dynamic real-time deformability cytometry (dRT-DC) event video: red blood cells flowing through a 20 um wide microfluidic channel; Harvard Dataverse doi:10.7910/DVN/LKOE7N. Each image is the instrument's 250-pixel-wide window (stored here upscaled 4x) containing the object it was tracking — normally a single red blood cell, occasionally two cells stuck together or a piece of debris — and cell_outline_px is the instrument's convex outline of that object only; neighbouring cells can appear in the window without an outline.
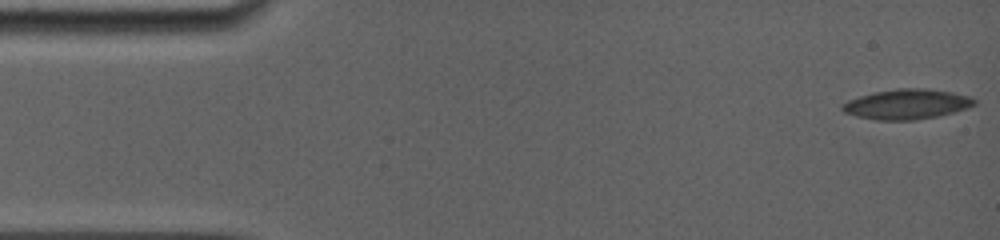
{"species": "common noctule bat (a hibernating species)", "species_latin": "Nyctalus noctula", "temperature_condition": "room temperature", "stored_images_in_passage": 32, "camera_frame_rate_fps": 5000, "um_per_image_px": 0.085, "animal": {"sex": "female", "body_mass_g": 19.0, "forearm_length_mm": 56.7}, "frame": {"image": 1, "passage_image": 1, "time_ms": 0.0, "image_size_px": [1000, 240], "cell_outline_px": [[976, 104], [968, 108], [936, 116], [916, 120], [876, 120], [856, 116], [844, 112], [840, 108], [840, 104], [848, 100], [860, 96], [876, 92], [896, 88], [928, 88], [952, 92], [968, 96], [976, 100]], "centroid_in_image_um": [77.06, 8.85], "position_along_channel_um": 7.9, "area_um2": 23.12}}
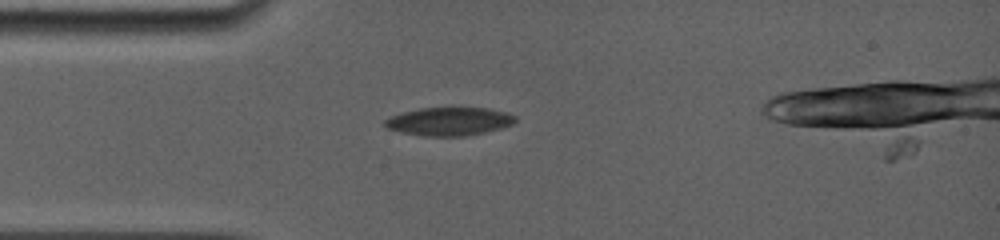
{"frame": {"image": 2, "passage_image": 23, "time_ms": 4.2, "image_size_px": [1000, 240], "cell_outline_px": [[516, 120], [512, 124], [500, 128], [484, 132], [464, 136], [420, 136], [400, 132], [384, 128], [384, 120], [392, 116], [404, 112], [420, 108], [452, 104], [488, 108], [508, 112], [516, 116]], "centroid_in_image_um": [38.18, 10.27], "position_along_channel_um": 46.8, "area_um2": 22.48}}
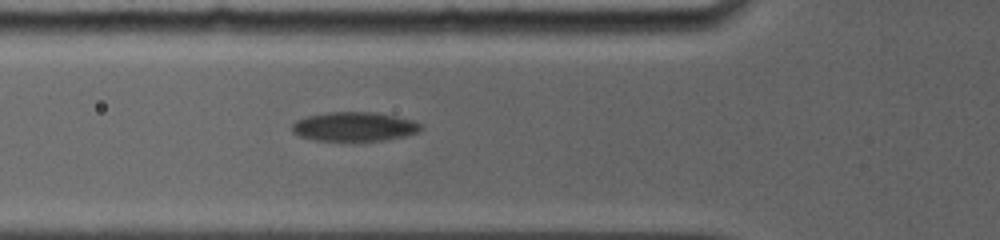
{"frame": {"image": 3, "passage_image": 31, "time_ms": 5.8, "image_size_px": [1000, 240], "cell_outline_px": [[424, 128], [416, 132], [404, 136], [380, 140], [316, 140], [300, 136], [292, 132], [292, 124], [296, 120], [308, 116], [328, 112], [376, 112], [412, 120], [424, 124]], "centroid_in_image_um": [30.12, 10.75], "position_along_channel_um": 95.7, "area_um2": 21.68}}